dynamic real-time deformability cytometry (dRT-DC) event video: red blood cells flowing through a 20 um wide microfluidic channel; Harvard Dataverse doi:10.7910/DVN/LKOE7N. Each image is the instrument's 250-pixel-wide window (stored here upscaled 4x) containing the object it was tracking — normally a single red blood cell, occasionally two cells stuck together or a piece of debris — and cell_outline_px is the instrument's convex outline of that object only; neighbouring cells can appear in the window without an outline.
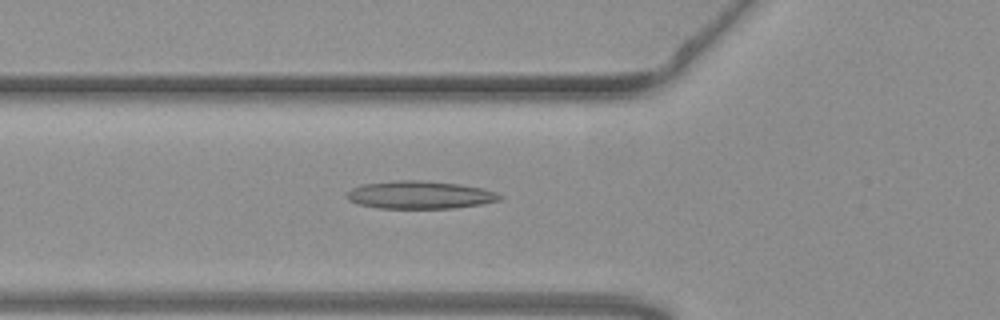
{"species": "common noctule bat (a hibernating species)", "species_latin": "Nyctalus noctula", "temperature_condition": "warm", "stored_images_in_passage": 55, "camera_frame_rate_fps": 3000, "um_per_image_px": 0.085, "animal": {"sex": "female", "body_mass_g": 19.3, "forearm_length_mm": 54.1}, "frame": {"image": 1, "passage_image": 19, "time_ms": 6.0, "image_size_px": [1000, 320], "cell_outline_px": [[504, 196], [500, 200], [480, 204], [452, 208], [380, 208], [356, 204], [348, 200], [344, 196], [352, 188], [364, 184], [396, 180], [424, 180], [460, 184], [480, 188], [496, 192]], "centroid_in_image_um": [35.66, 16.56], "position_along_channel_um": 90.1, "area_um2": 24.8}}
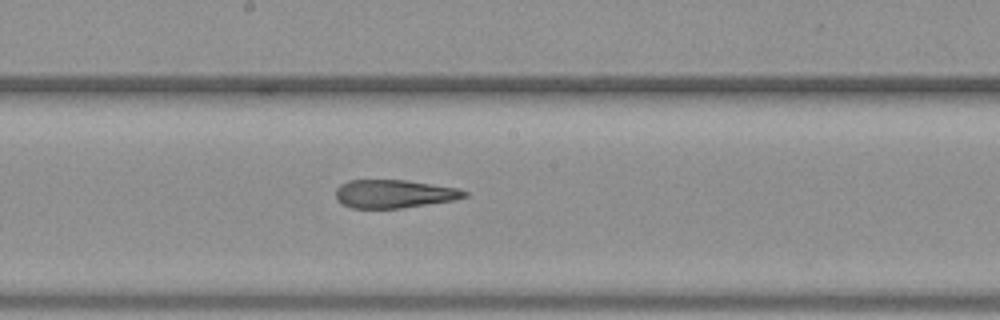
{"frame": {"image": 2, "passage_image": 29, "time_ms": 9.333, "image_size_px": [1000, 320], "cell_outline_px": [[468, 196], [456, 200], [400, 208], [348, 208], [340, 204], [336, 200], [336, 188], [340, 184], [348, 180], [408, 180], [456, 188], [468, 192]], "centroid_in_image_um": [33.46, 16.48], "position_along_channel_um": 214.7, "area_um2": 21.39}}
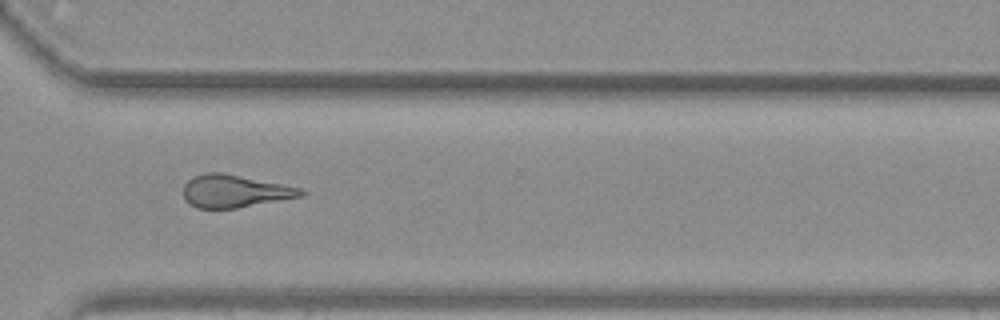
{"frame": {"image": 3, "passage_image": 40, "time_ms": 13.0, "image_size_px": [1000, 320], "cell_outline_px": [[308, 192], [304, 196], [236, 208], [196, 208], [184, 200], [184, 184], [188, 180], [196, 176], [208, 172], [220, 172], [300, 188]], "centroid_in_image_um": [19.94, 16.26], "position_along_channel_um": 350.7, "area_um2": 22.08}, "authors_computed_cell_mechanics": {"area_um2": 23.3512, "velocity_mm_per_s": 3.7176, "shape_relaxation_time_tau1_ms": null, "shape_relaxation_time_tau2_ms": 4.1397, "deformation_change_tau1": null, "deformation_change_tau2": 0.154}}